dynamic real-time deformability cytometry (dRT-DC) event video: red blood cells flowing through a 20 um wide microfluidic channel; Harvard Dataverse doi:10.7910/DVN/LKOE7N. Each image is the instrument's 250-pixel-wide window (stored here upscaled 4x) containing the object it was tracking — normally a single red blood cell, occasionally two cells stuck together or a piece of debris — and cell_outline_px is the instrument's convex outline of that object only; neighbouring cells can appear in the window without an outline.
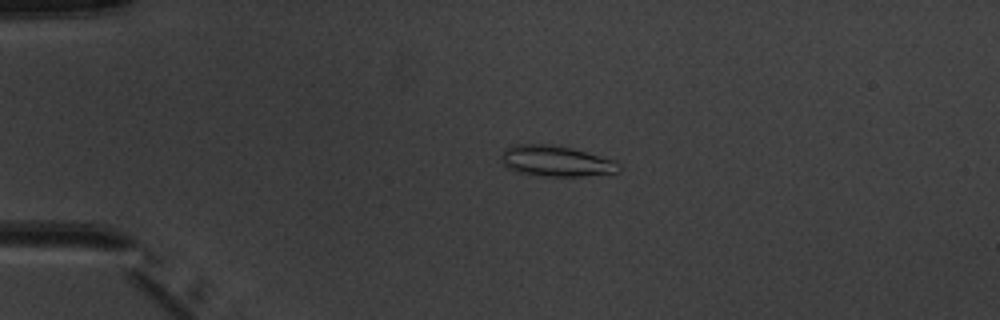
{"species": "common noctule bat (a hibernating species)", "species_latin": "Nyctalus noctula", "temperature_condition": "warm", "stored_images_in_passage": 5, "camera_frame_rate_fps": 3000, "um_per_image_px": 0.085, "animal": {"sex": "male", "body_mass_g": 20.1, "forearm_length_mm": 53.5}, "frame": {"image": 1, "passage_image": 4, "time_ms": 3.333, "image_size_px": [1000, 320], "cell_outline_px": [[624, 168], [616, 172], [584, 176], [544, 176], [516, 172], [500, 164], [500, 156], [504, 148], [516, 144], [548, 144], [572, 148], [616, 160], [624, 164]], "centroid_in_image_um": [47.27, 13.69], "position_along_channel_um": 37.7, "area_um2": 21.56}}